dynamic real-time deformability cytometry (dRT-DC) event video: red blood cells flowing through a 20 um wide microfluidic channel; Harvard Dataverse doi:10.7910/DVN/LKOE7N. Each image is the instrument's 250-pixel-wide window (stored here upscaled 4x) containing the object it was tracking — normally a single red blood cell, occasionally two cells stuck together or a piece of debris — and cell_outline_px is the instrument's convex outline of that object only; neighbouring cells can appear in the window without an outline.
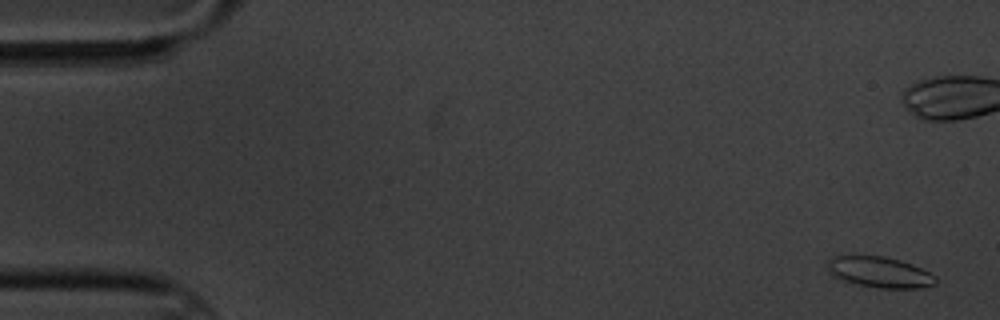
{"species": "common noctule bat (a hibernating species)", "species_latin": "Nyctalus noctula", "temperature_condition": "cold", "stored_images_in_passage": 16, "camera_frame_rate_fps": 3000, "um_per_image_px": 0.085, "animal": {"sex": "male", "body_mass_g": 20.1, "forearm_length_mm": 53.5}, "frame": {"image": 1, "passage_image": 1, "time_ms": 0.0, "image_size_px": [1000, 320], "cell_outline_px": [[936, 284], [920, 288], [876, 288], [844, 280], [836, 276], [828, 268], [828, 260], [832, 256], [884, 256], [900, 260], [912, 264], [936, 276]], "centroid_in_image_um": [74.82, 23.13], "position_along_channel_um": 10.2, "area_um2": 19.07}, "authors_computed_cell_mechanics": {"area_um2": 17.5712, "velocity_mm_per_s": 3.4152, "shape_relaxation_time_tau1_ms": 3.1857, "shape_relaxation_time_tau2_ms": 1.9994, "deformation_change_tau1": 0.1011, "deformation_change_tau2": 0.0612}}